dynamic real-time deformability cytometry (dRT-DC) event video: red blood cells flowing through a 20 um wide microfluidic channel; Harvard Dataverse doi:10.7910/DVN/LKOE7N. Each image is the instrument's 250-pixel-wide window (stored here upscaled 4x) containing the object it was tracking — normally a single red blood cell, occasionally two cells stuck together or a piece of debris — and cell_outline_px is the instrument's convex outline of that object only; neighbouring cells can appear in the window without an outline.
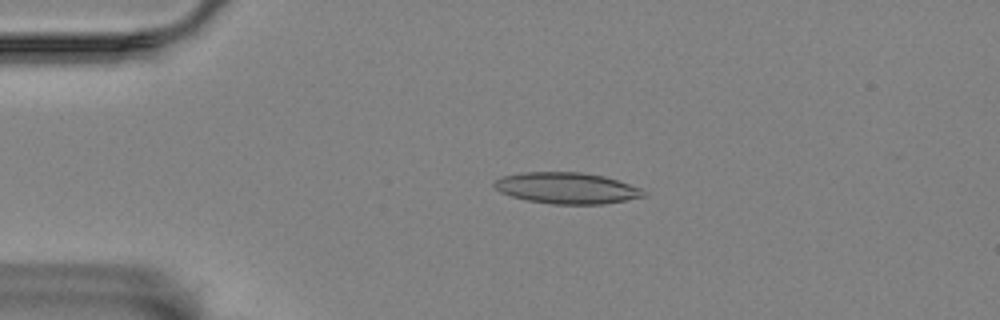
{"species": "Egyptian fruit bat (a non-hibernating species)", "species_latin": "Rousettus aegyptiacus", "temperature_condition": "room temperature", "stored_images_in_passage": 55, "camera_frame_rate_fps": 3000, "um_per_image_px": 0.085, "animal": {"sex": "female"}, "frame": {"image": 1, "passage_image": 12, "time_ms": 3.667, "image_size_px": [1000, 320], "cell_outline_px": [[648, 196], [604, 204], [552, 204], [528, 200], [512, 196], [500, 192], [492, 184], [500, 176], [524, 172], [580, 172], [604, 176], [640, 188], [648, 192]], "centroid_in_image_um": [48.19, 15.99], "position_along_channel_um": 36.8, "area_um2": 27.17}}
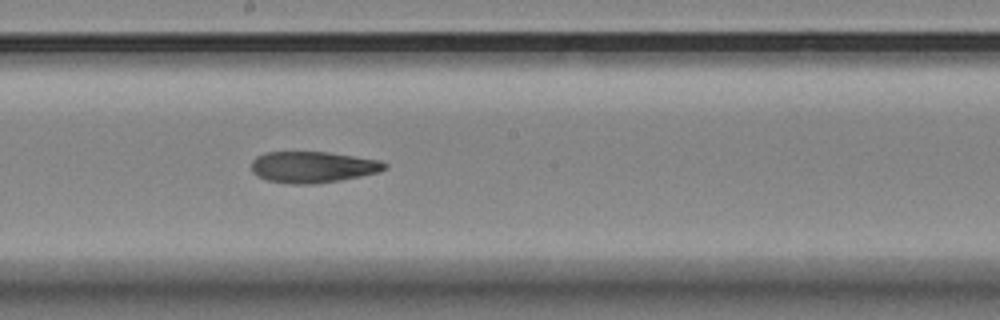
{"frame": {"image": 2, "passage_image": 31, "time_ms": 10.0, "image_size_px": [1000, 320], "cell_outline_px": [[388, 168], [380, 172], [340, 180], [316, 184], [292, 184], [264, 180], [256, 176], [252, 172], [252, 160], [256, 156], [264, 152], [328, 152], [380, 160], [388, 164]], "centroid_in_image_um": [26.58, 14.2], "position_along_channel_um": 221.6, "area_um2": 24.57}}
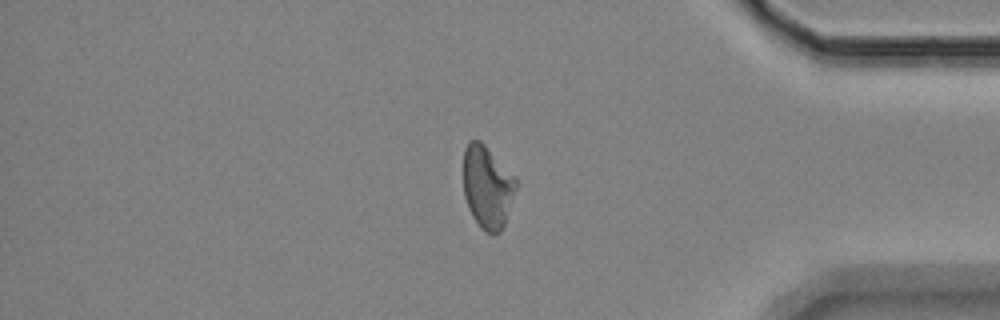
{"frame": {"image": 3, "passage_image": 48, "time_ms": 15.667, "image_size_px": [1000, 320], "cell_outline_px": [[516, 188], [504, 224], [500, 232], [492, 236], [480, 228], [472, 216], [468, 208], [464, 196], [464, 148], [468, 140], [480, 140], [516, 176]], "centroid_in_image_um": [41.42, 15.89], "position_along_channel_um": 393.8, "area_um2": 25.49}, "authors_computed_cell_mechanics": {"area_um2": 25.6054, "velocity_mm_per_s": 3.4586, "shape_relaxation_time_tau1_ms": null, "shape_relaxation_time_tau2_ms": 6.8658, "deformation_change_tau1": null, "deformation_change_tau2": 0.1608}}